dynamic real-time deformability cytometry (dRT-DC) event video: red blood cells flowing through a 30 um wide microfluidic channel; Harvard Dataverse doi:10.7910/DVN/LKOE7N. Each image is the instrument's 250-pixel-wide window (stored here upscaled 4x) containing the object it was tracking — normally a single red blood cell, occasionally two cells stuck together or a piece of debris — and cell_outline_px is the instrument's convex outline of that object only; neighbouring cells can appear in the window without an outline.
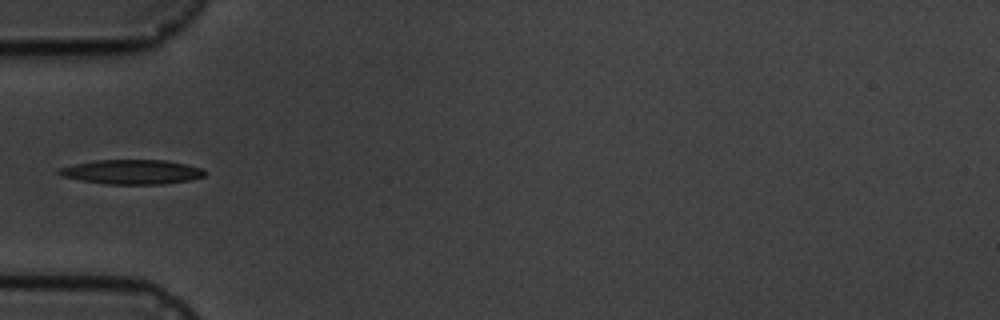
{"species": "common noctule bat (a hibernating species)", "species_latin": "Nyctalus noctula", "temperature_condition": "cold", "stored_images_in_passage": 3, "camera_frame_rate_fps": 3000, "um_per_image_px": 0.085, "animal": {"sex": "male", "body_mass_g": 19.5, "forearm_length_mm": 54.6}, "frame": {"image": 1, "passage_image": 3, "time_ms": 2.0, "image_size_px": [1000, 320], "cell_outline_px": [[208, 172], [204, 176], [188, 180], [164, 184], [104, 184], [80, 180], [60, 176], [56, 172], [60, 168], [76, 164], [96, 160], [168, 160], [204, 168]], "centroid_in_image_um": [11.24, 14.61], "position_along_channel_um": 73.8, "area_um2": 20.92}}